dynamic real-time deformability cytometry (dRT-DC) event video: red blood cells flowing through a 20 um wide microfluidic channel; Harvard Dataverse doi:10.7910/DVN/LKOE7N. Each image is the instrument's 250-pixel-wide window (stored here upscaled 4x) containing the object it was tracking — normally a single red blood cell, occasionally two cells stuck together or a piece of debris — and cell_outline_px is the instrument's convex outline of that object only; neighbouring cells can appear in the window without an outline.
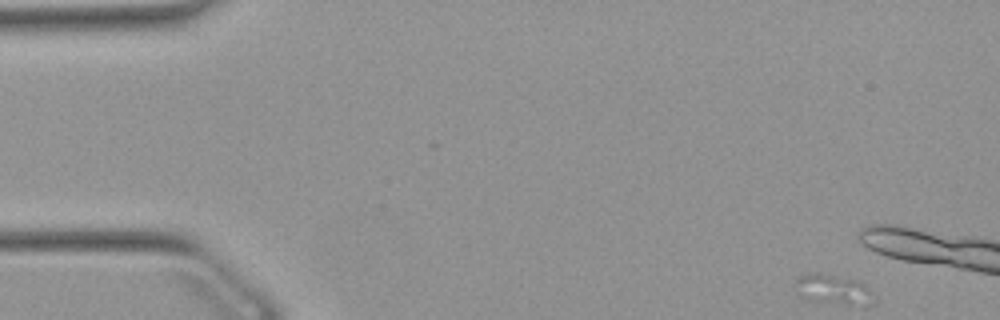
{"species": "Egyptian fruit bat (a non-hibernating species)", "species_latin": "Rousettus aegyptiacus", "temperature_condition": "warm", "stored_images_in_passage": 13, "camera_frame_rate_fps": 3000, "um_per_image_px": 0.085, "animal": {"sex": "female"}, "frame": {"image": 1, "passage_image": 1, "time_ms": 0.0, "image_size_px": [1000, 320], "cell_outline_px": [[876, 304], [848, 304], [808, 300], [796, 292], [792, 284], [792, 280], [808, 272], [820, 272], [860, 280], [868, 288], [876, 300]], "centroid_in_image_um": [70.78, 24.57], "position_along_channel_um": 14.2, "area_um2": 14.1}}